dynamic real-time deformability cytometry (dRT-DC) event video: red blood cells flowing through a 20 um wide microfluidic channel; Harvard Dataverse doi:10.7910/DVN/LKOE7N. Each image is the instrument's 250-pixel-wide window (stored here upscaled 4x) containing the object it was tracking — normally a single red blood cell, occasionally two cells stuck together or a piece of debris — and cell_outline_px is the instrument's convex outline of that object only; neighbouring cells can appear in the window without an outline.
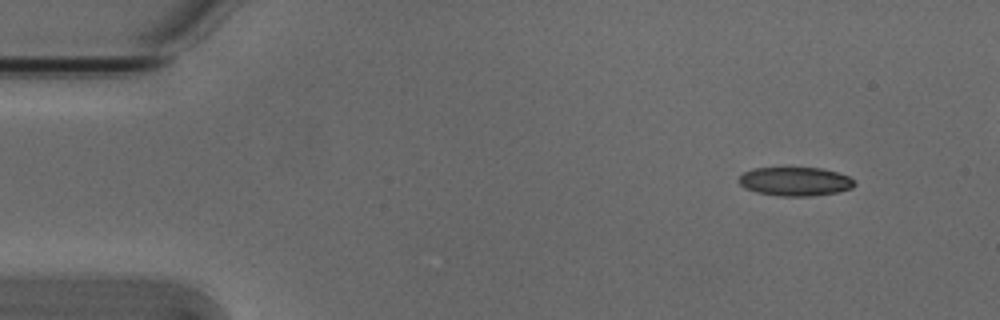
{"species": "Egyptian fruit bat (a non-hibernating species)", "species_latin": "Rousettus aegyptiacus", "temperature_condition": "cold", "stored_images_in_passage": 5, "segment_of_instrument_passage": [2, 2], "camera_frame_rate_fps": 3000, "um_per_image_px": 0.085, "animal": {"sex": "male"}, "frame": {"image": 1, "passage_image": 5, "time_ms": 1.333, "image_size_px": [1000, 320], "cell_outline_px": [[856, 184], [852, 188], [836, 192], [812, 196], [776, 196], [756, 192], [744, 188], [736, 180], [744, 172], [756, 168], [820, 168], [836, 172], [848, 176], [856, 180]], "centroid_in_image_um": [67.58, 15.43], "position_along_channel_um": 17.4, "area_um2": 19.48}}